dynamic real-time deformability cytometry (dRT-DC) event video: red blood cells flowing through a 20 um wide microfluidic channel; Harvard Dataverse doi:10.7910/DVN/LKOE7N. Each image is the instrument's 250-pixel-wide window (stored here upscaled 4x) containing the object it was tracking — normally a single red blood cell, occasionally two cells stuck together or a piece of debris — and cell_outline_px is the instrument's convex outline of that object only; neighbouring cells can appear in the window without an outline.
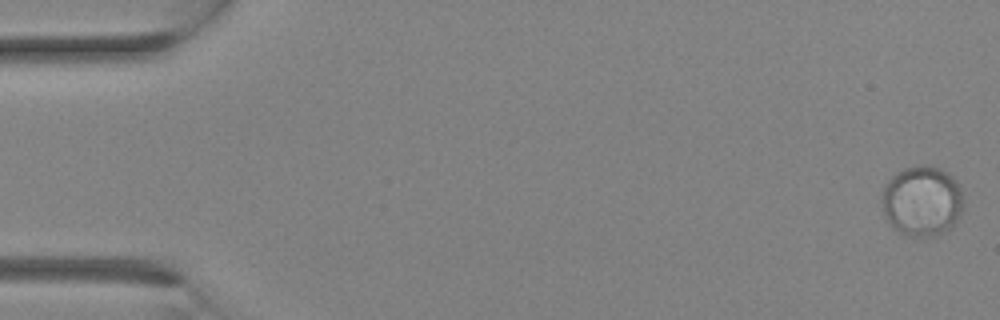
{"species": "Egyptian fruit bat (a non-hibernating species)", "species_latin": "Rousettus aegyptiacus", "temperature_condition": "room temperature", "stored_images_in_passage": 30, "camera_frame_rate_fps": 3000, "um_per_image_px": 0.085, "animal": {"sex": "female"}, "frame": {"image": 1, "passage_image": 1, "time_ms": 0.0, "image_size_px": [1000, 320], "cell_outline_px": [[960, 212], [956, 220], [944, 232], [936, 236], [908, 236], [892, 228], [884, 212], [880, 200], [880, 196], [888, 180], [896, 172], [904, 168], [920, 164], [936, 168], [948, 172], [960, 184]], "centroid_in_image_um": [78.32, 17.07], "position_along_channel_um": 6.7, "area_um2": 33.18}}
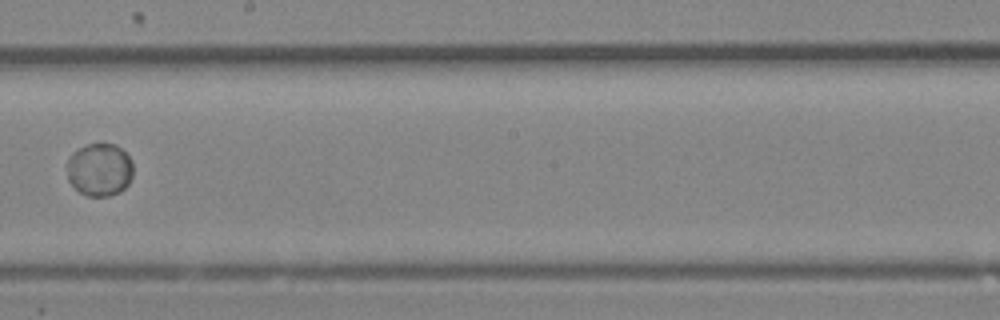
{"frame": {"image": 2, "passage_image": 18, "time_ms": 5.667, "image_size_px": [1000, 320], "cell_outline_px": [[132, 176], [128, 184], [120, 192], [108, 196], [88, 196], [80, 192], [68, 180], [68, 160], [72, 152], [88, 144], [116, 144], [132, 160]], "centroid_in_image_um": [8.47, 14.42], "position_along_channel_um": 239.7, "area_um2": 20.23}}
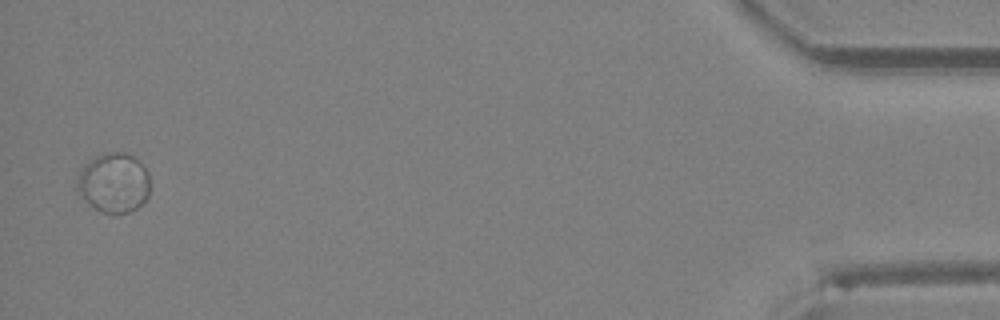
{"frame": {"image": 3, "passage_image": 30, "time_ms": 9.667, "image_size_px": [1000, 320], "cell_outline_px": [[148, 196], [136, 208], [128, 212], [100, 212], [84, 200], [76, 192], [76, 184], [80, 172], [84, 164], [96, 156], [112, 152], [124, 152], [132, 156], [148, 172]], "centroid_in_image_um": [9.62, 15.54], "position_along_channel_um": 425.6, "area_um2": 24.97}}